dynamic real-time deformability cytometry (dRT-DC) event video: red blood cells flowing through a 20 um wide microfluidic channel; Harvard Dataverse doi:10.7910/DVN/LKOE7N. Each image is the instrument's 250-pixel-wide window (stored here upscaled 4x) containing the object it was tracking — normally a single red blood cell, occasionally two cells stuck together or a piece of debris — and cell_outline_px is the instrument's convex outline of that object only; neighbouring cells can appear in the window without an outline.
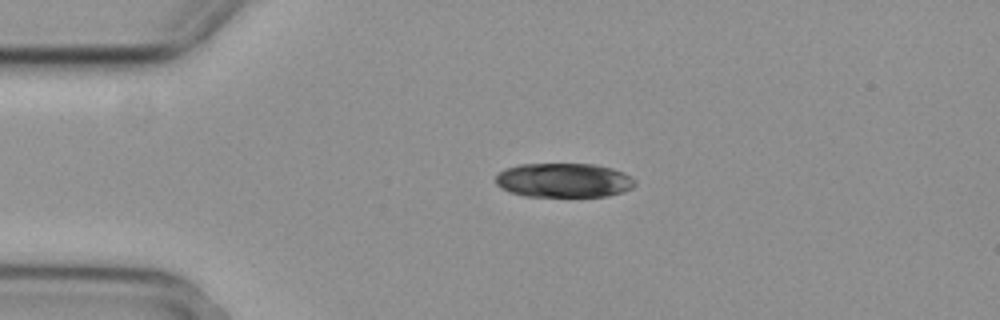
{"species": "common noctule bat (a hibernating species)", "species_latin": "Nyctalus noctula", "temperature_condition": "cold", "stored_images_in_passage": 3, "camera_frame_rate_fps": 3000, "um_per_image_px": 0.085, "animal": {"sex": "female", "body_mass_g": 29.2, "forearm_length_mm": 56.3}, "frame": {"image": 1, "passage_image": 2, "time_ms": 0.333, "image_size_px": [1000, 320], "cell_outline_px": [[636, 184], [632, 188], [608, 196], [524, 196], [508, 192], [500, 188], [496, 184], [496, 176], [504, 168], [520, 164], [592, 164], [612, 168], [624, 172], [632, 176], [636, 180]], "centroid_in_image_um": [47.91, 15.32], "position_along_channel_um": 37.1, "area_um2": 28.03}}